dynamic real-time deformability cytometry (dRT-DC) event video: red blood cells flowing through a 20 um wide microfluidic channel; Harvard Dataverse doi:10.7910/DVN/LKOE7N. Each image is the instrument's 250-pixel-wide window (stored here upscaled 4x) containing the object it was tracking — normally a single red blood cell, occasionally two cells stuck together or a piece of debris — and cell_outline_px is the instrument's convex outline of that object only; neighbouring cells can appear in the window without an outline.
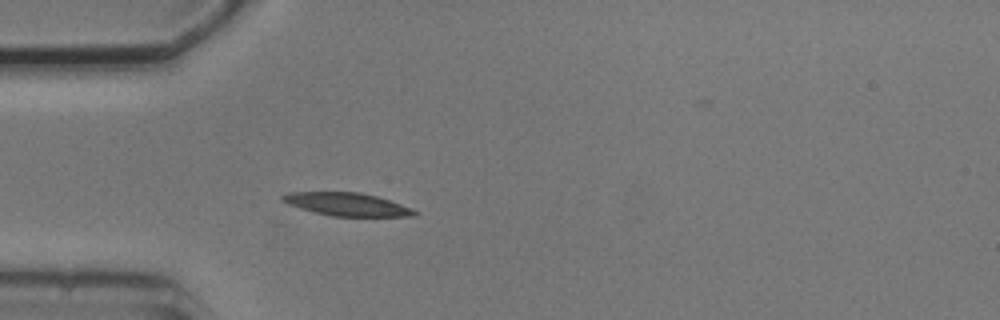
{"species": "common noctule bat (a hibernating species)", "species_latin": "Nyctalus noctula", "temperature_condition": "cold", "stored_images_in_passage": 4, "camera_frame_rate_fps": 3000, "um_per_image_px": 0.085, "animal": {"sex": "male", "body_mass_g": 20.5, "forearm_length_mm": 52.5}, "frame": {"image": 1, "passage_image": 4, "time_ms": 3.333, "image_size_px": [1000, 320], "cell_outline_px": [[416, 216], [332, 216], [312, 212], [288, 204], [280, 200], [280, 196], [288, 192], [360, 192], [376, 196], [412, 208], [416, 212]], "centroid_in_image_um": [29.43, 17.36], "position_along_channel_um": 55.6, "area_um2": 17.63}}